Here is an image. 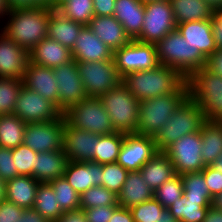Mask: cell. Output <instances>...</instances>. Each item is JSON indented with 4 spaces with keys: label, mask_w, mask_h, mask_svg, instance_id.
<instances>
[{
    "label": "cell",
    "mask_w": 222,
    "mask_h": 222,
    "mask_svg": "<svg viewBox=\"0 0 222 222\" xmlns=\"http://www.w3.org/2000/svg\"><path fill=\"white\" fill-rule=\"evenodd\" d=\"M51 12L48 5L11 8L1 32L30 52L47 37Z\"/></svg>",
    "instance_id": "6da1fadb"
},
{
    "label": "cell",
    "mask_w": 222,
    "mask_h": 222,
    "mask_svg": "<svg viewBox=\"0 0 222 222\" xmlns=\"http://www.w3.org/2000/svg\"><path fill=\"white\" fill-rule=\"evenodd\" d=\"M122 83L139 101L170 93H188L186 79L176 69L161 64L152 69L128 73Z\"/></svg>",
    "instance_id": "7a4b0ae2"
},
{
    "label": "cell",
    "mask_w": 222,
    "mask_h": 222,
    "mask_svg": "<svg viewBox=\"0 0 222 222\" xmlns=\"http://www.w3.org/2000/svg\"><path fill=\"white\" fill-rule=\"evenodd\" d=\"M159 64L176 69L185 79L206 67L207 59L174 30L155 44Z\"/></svg>",
    "instance_id": "3957f363"
},
{
    "label": "cell",
    "mask_w": 222,
    "mask_h": 222,
    "mask_svg": "<svg viewBox=\"0 0 222 222\" xmlns=\"http://www.w3.org/2000/svg\"><path fill=\"white\" fill-rule=\"evenodd\" d=\"M186 82L188 96L199 105L205 119L222 121V77L203 67Z\"/></svg>",
    "instance_id": "277c9868"
},
{
    "label": "cell",
    "mask_w": 222,
    "mask_h": 222,
    "mask_svg": "<svg viewBox=\"0 0 222 222\" xmlns=\"http://www.w3.org/2000/svg\"><path fill=\"white\" fill-rule=\"evenodd\" d=\"M205 121L199 105L188 96L154 137L158 152H164L184 135L200 131Z\"/></svg>",
    "instance_id": "5b68a950"
},
{
    "label": "cell",
    "mask_w": 222,
    "mask_h": 222,
    "mask_svg": "<svg viewBox=\"0 0 222 222\" xmlns=\"http://www.w3.org/2000/svg\"><path fill=\"white\" fill-rule=\"evenodd\" d=\"M187 97L188 93H170L140 101L136 134L154 138Z\"/></svg>",
    "instance_id": "8992f818"
},
{
    "label": "cell",
    "mask_w": 222,
    "mask_h": 222,
    "mask_svg": "<svg viewBox=\"0 0 222 222\" xmlns=\"http://www.w3.org/2000/svg\"><path fill=\"white\" fill-rule=\"evenodd\" d=\"M116 132L136 133L139 100L121 83L99 97Z\"/></svg>",
    "instance_id": "52a82bcc"
},
{
    "label": "cell",
    "mask_w": 222,
    "mask_h": 222,
    "mask_svg": "<svg viewBox=\"0 0 222 222\" xmlns=\"http://www.w3.org/2000/svg\"><path fill=\"white\" fill-rule=\"evenodd\" d=\"M63 115L70 126L78 129L99 135L115 132L108 112L104 109L102 101L96 97H87L70 106Z\"/></svg>",
    "instance_id": "ba28073f"
},
{
    "label": "cell",
    "mask_w": 222,
    "mask_h": 222,
    "mask_svg": "<svg viewBox=\"0 0 222 222\" xmlns=\"http://www.w3.org/2000/svg\"><path fill=\"white\" fill-rule=\"evenodd\" d=\"M76 63L87 97L99 98L122 83L123 78L118 73L113 58Z\"/></svg>",
    "instance_id": "9c48e42d"
},
{
    "label": "cell",
    "mask_w": 222,
    "mask_h": 222,
    "mask_svg": "<svg viewBox=\"0 0 222 222\" xmlns=\"http://www.w3.org/2000/svg\"><path fill=\"white\" fill-rule=\"evenodd\" d=\"M116 69L123 78L128 73L155 68L159 65L156 46L152 43L131 40L113 52Z\"/></svg>",
    "instance_id": "30bf717a"
},
{
    "label": "cell",
    "mask_w": 222,
    "mask_h": 222,
    "mask_svg": "<svg viewBox=\"0 0 222 222\" xmlns=\"http://www.w3.org/2000/svg\"><path fill=\"white\" fill-rule=\"evenodd\" d=\"M144 10L142 32L136 40L156 44L168 33L176 30L177 24L170 0L145 3Z\"/></svg>",
    "instance_id": "8fae6325"
},
{
    "label": "cell",
    "mask_w": 222,
    "mask_h": 222,
    "mask_svg": "<svg viewBox=\"0 0 222 222\" xmlns=\"http://www.w3.org/2000/svg\"><path fill=\"white\" fill-rule=\"evenodd\" d=\"M201 132L184 135L171 144L164 153L171 160L177 175L201 172L205 168L201 156Z\"/></svg>",
    "instance_id": "7c38bea8"
},
{
    "label": "cell",
    "mask_w": 222,
    "mask_h": 222,
    "mask_svg": "<svg viewBox=\"0 0 222 222\" xmlns=\"http://www.w3.org/2000/svg\"><path fill=\"white\" fill-rule=\"evenodd\" d=\"M65 121L62 115L49 122L27 123L23 144L37 153L63 150Z\"/></svg>",
    "instance_id": "4fadbf2b"
},
{
    "label": "cell",
    "mask_w": 222,
    "mask_h": 222,
    "mask_svg": "<svg viewBox=\"0 0 222 222\" xmlns=\"http://www.w3.org/2000/svg\"><path fill=\"white\" fill-rule=\"evenodd\" d=\"M13 114L26 123L49 122L63 115L54 103L25 86L18 94Z\"/></svg>",
    "instance_id": "5bb4252c"
},
{
    "label": "cell",
    "mask_w": 222,
    "mask_h": 222,
    "mask_svg": "<svg viewBox=\"0 0 222 222\" xmlns=\"http://www.w3.org/2000/svg\"><path fill=\"white\" fill-rule=\"evenodd\" d=\"M58 85V108L64 113L70 106L87 98L76 61L53 68Z\"/></svg>",
    "instance_id": "9a60e30c"
},
{
    "label": "cell",
    "mask_w": 222,
    "mask_h": 222,
    "mask_svg": "<svg viewBox=\"0 0 222 222\" xmlns=\"http://www.w3.org/2000/svg\"><path fill=\"white\" fill-rule=\"evenodd\" d=\"M157 152L153 137L136 133L125 134L117 163L128 171H139Z\"/></svg>",
    "instance_id": "2e32d148"
},
{
    "label": "cell",
    "mask_w": 222,
    "mask_h": 222,
    "mask_svg": "<svg viewBox=\"0 0 222 222\" xmlns=\"http://www.w3.org/2000/svg\"><path fill=\"white\" fill-rule=\"evenodd\" d=\"M98 136L99 134L72 127L65 121L63 152L67 159L72 162H95V150L96 143H98Z\"/></svg>",
    "instance_id": "e0dca14e"
},
{
    "label": "cell",
    "mask_w": 222,
    "mask_h": 222,
    "mask_svg": "<svg viewBox=\"0 0 222 222\" xmlns=\"http://www.w3.org/2000/svg\"><path fill=\"white\" fill-rule=\"evenodd\" d=\"M29 61V51L0 31V77L23 80Z\"/></svg>",
    "instance_id": "ac0fdd59"
},
{
    "label": "cell",
    "mask_w": 222,
    "mask_h": 222,
    "mask_svg": "<svg viewBox=\"0 0 222 222\" xmlns=\"http://www.w3.org/2000/svg\"><path fill=\"white\" fill-rule=\"evenodd\" d=\"M22 82L23 86L58 107V85L54 78L53 68L39 66L29 61Z\"/></svg>",
    "instance_id": "d6986e66"
},
{
    "label": "cell",
    "mask_w": 222,
    "mask_h": 222,
    "mask_svg": "<svg viewBox=\"0 0 222 222\" xmlns=\"http://www.w3.org/2000/svg\"><path fill=\"white\" fill-rule=\"evenodd\" d=\"M76 62L111 60L113 51L85 25L71 50Z\"/></svg>",
    "instance_id": "ffe728a7"
},
{
    "label": "cell",
    "mask_w": 222,
    "mask_h": 222,
    "mask_svg": "<svg viewBox=\"0 0 222 222\" xmlns=\"http://www.w3.org/2000/svg\"><path fill=\"white\" fill-rule=\"evenodd\" d=\"M176 29L206 59L217 51L211 20L180 23Z\"/></svg>",
    "instance_id": "44dd1931"
},
{
    "label": "cell",
    "mask_w": 222,
    "mask_h": 222,
    "mask_svg": "<svg viewBox=\"0 0 222 222\" xmlns=\"http://www.w3.org/2000/svg\"><path fill=\"white\" fill-rule=\"evenodd\" d=\"M102 164L93 161H69L63 177L80 195L93 186H102Z\"/></svg>",
    "instance_id": "7402d4cb"
},
{
    "label": "cell",
    "mask_w": 222,
    "mask_h": 222,
    "mask_svg": "<svg viewBox=\"0 0 222 222\" xmlns=\"http://www.w3.org/2000/svg\"><path fill=\"white\" fill-rule=\"evenodd\" d=\"M88 27L113 52L131 41L114 16H94Z\"/></svg>",
    "instance_id": "603a6c76"
},
{
    "label": "cell",
    "mask_w": 222,
    "mask_h": 222,
    "mask_svg": "<svg viewBox=\"0 0 222 222\" xmlns=\"http://www.w3.org/2000/svg\"><path fill=\"white\" fill-rule=\"evenodd\" d=\"M131 40H136L144 23V3L141 0H115L113 15Z\"/></svg>",
    "instance_id": "cb8c5ba5"
},
{
    "label": "cell",
    "mask_w": 222,
    "mask_h": 222,
    "mask_svg": "<svg viewBox=\"0 0 222 222\" xmlns=\"http://www.w3.org/2000/svg\"><path fill=\"white\" fill-rule=\"evenodd\" d=\"M30 62L39 66L55 68L73 60L69 48L46 37L29 52Z\"/></svg>",
    "instance_id": "d4e9b609"
},
{
    "label": "cell",
    "mask_w": 222,
    "mask_h": 222,
    "mask_svg": "<svg viewBox=\"0 0 222 222\" xmlns=\"http://www.w3.org/2000/svg\"><path fill=\"white\" fill-rule=\"evenodd\" d=\"M39 182L19 175L4 183V199L24 209L33 208Z\"/></svg>",
    "instance_id": "484cf974"
},
{
    "label": "cell",
    "mask_w": 222,
    "mask_h": 222,
    "mask_svg": "<svg viewBox=\"0 0 222 222\" xmlns=\"http://www.w3.org/2000/svg\"><path fill=\"white\" fill-rule=\"evenodd\" d=\"M152 198L153 190L146 184L140 171H129L123 187L117 194L119 206L130 209Z\"/></svg>",
    "instance_id": "4316f807"
},
{
    "label": "cell",
    "mask_w": 222,
    "mask_h": 222,
    "mask_svg": "<svg viewBox=\"0 0 222 222\" xmlns=\"http://www.w3.org/2000/svg\"><path fill=\"white\" fill-rule=\"evenodd\" d=\"M68 162L63 150L37 153L35 179L39 183H49L53 179L63 177Z\"/></svg>",
    "instance_id": "83f0119b"
},
{
    "label": "cell",
    "mask_w": 222,
    "mask_h": 222,
    "mask_svg": "<svg viewBox=\"0 0 222 222\" xmlns=\"http://www.w3.org/2000/svg\"><path fill=\"white\" fill-rule=\"evenodd\" d=\"M139 171L153 191L177 175L171 160L164 152H157Z\"/></svg>",
    "instance_id": "f1b7e54d"
},
{
    "label": "cell",
    "mask_w": 222,
    "mask_h": 222,
    "mask_svg": "<svg viewBox=\"0 0 222 222\" xmlns=\"http://www.w3.org/2000/svg\"><path fill=\"white\" fill-rule=\"evenodd\" d=\"M84 26L81 23L68 19L57 10H52L47 37L72 50Z\"/></svg>",
    "instance_id": "f546056e"
},
{
    "label": "cell",
    "mask_w": 222,
    "mask_h": 222,
    "mask_svg": "<svg viewBox=\"0 0 222 222\" xmlns=\"http://www.w3.org/2000/svg\"><path fill=\"white\" fill-rule=\"evenodd\" d=\"M201 156L205 166L211 165L222 153V121L206 120L201 128Z\"/></svg>",
    "instance_id": "4dcf8cb0"
},
{
    "label": "cell",
    "mask_w": 222,
    "mask_h": 222,
    "mask_svg": "<svg viewBox=\"0 0 222 222\" xmlns=\"http://www.w3.org/2000/svg\"><path fill=\"white\" fill-rule=\"evenodd\" d=\"M176 24L212 20L215 14L204 0H170Z\"/></svg>",
    "instance_id": "1f68e13d"
},
{
    "label": "cell",
    "mask_w": 222,
    "mask_h": 222,
    "mask_svg": "<svg viewBox=\"0 0 222 222\" xmlns=\"http://www.w3.org/2000/svg\"><path fill=\"white\" fill-rule=\"evenodd\" d=\"M211 203L212 201L188 200L183 194L168 210L179 222H203Z\"/></svg>",
    "instance_id": "d6a6232c"
},
{
    "label": "cell",
    "mask_w": 222,
    "mask_h": 222,
    "mask_svg": "<svg viewBox=\"0 0 222 222\" xmlns=\"http://www.w3.org/2000/svg\"><path fill=\"white\" fill-rule=\"evenodd\" d=\"M26 124L15 114L0 115V147L13 149L23 144Z\"/></svg>",
    "instance_id": "836d02e7"
},
{
    "label": "cell",
    "mask_w": 222,
    "mask_h": 222,
    "mask_svg": "<svg viewBox=\"0 0 222 222\" xmlns=\"http://www.w3.org/2000/svg\"><path fill=\"white\" fill-rule=\"evenodd\" d=\"M33 209L50 222L56 221L64 213L49 183H39Z\"/></svg>",
    "instance_id": "e575fe53"
},
{
    "label": "cell",
    "mask_w": 222,
    "mask_h": 222,
    "mask_svg": "<svg viewBox=\"0 0 222 222\" xmlns=\"http://www.w3.org/2000/svg\"><path fill=\"white\" fill-rule=\"evenodd\" d=\"M125 133L114 132L108 135H99L96 143L95 162L107 164L117 162Z\"/></svg>",
    "instance_id": "d590c367"
},
{
    "label": "cell",
    "mask_w": 222,
    "mask_h": 222,
    "mask_svg": "<svg viewBox=\"0 0 222 222\" xmlns=\"http://www.w3.org/2000/svg\"><path fill=\"white\" fill-rule=\"evenodd\" d=\"M57 11L74 22L88 25L94 17L93 0H68Z\"/></svg>",
    "instance_id": "8d00e7d4"
},
{
    "label": "cell",
    "mask_w": 222,
    "mask_h": 222,
    "mask_svg": "<svg viewBox=\"0 0 222 222\" xmlns=\"http://www.w3.org/2000/svg\"><path fill=\"white\" fill-rule=\"evenodd\" d=\"M184 194L188 200L212 201V196L206 185L202 172L185 173L181 175Z\"/></svg>",
    "instance_id": "74e56055"
},
{
    "label": "cell",
    "mask_w": 222,
    "mask_h": 222,
    "mask_svg": "<svg viewBox=\"0 0 222 222\" xmlns=\"http://www.w3.org/2000/svg\"><path fill=\"white\" fill-rule=\"evenodd\" d=\"M49 184L63 212L80 209V194L64 177L53 179Z\"/></svg>",
    "instance_id": "f35d334b"
},
{
    "label": "cell",
    "mask_w": 222,
    "mask_h": 222,
    "mask_svg": "<svg viewBox=\"0 0 222 222\" xmlns=\"http://www.w3.org/2000/svg\"><path fill=\"white\" fill-rule=\"evenodd\" d=\"M22 86L20 79L0 77V115L13 114Z\"/></svg>",
    "instance_id": "ab89813d"
},
{
    "label": "cell",
    "mask_w": 222,
    "mask_h": 222,
    "mask_svg": "<svg viewBox=\"0 0 222 222\" xmlns=\"http://www.w3.org/2000/svg\"><path fill=\"white\" fill-rule=\"evenodd\" d=\"M119 205L117 195L104 186H93L80 195V209Z\"/></svg>",
    "instance_id": "60d3db41"
},
{
    "label": "cell",
    "mask_w": 222,
    "mask_h": 222,
    "mask_svg": "<svg viewBox=\"0 0 222 222\" xmlns=\"http://www.w3.org/2000/svg\"><path fill=\"white\" fill-rule=\"evenodd\" d=\"M183 194L184 188L181 175L174 176L153 191V197L160 202L165 209H168L175 201L180 199Z\"/></svg>",
    "instance_id": "b9f144b4"
},
{
    "label": "cell",
    "mask_w": 222,
    "mask_h": 222,
    "mask_svg": "<svg viewBox=\"0 0 222 222\" xmlns=\"http://www.w3.org/2000/svg\"><path fill=\"white\" fill-rule=\"evenodd\" d=\"M36 155L37 152L24 144L12 149L14 166L17 169L18 176H31L35 179Z\"/></svg>",
    "instance_id": "7bdbcfd3"
},
{
    "label": "cell",
    "mask_w": 222,
    "mask_h": 222,
    "mask_svg": "<svg viewBox=\"0 0 222 222\" xmlns=\"http://www.w3.org/2000/svg\"><path fill=\"white\" fill-rule=\"evenodd\" d=\"M128 172L117 162L102 164V186L117 195L123 187Z\"/></svg>",
    "instance_id": "ee69618b"
},
{
    "label": "cell",
    "mask_w": 222,
    "mask_h": 222,
    "mask_svg": "<svg viewBox=\"0 0 222 222\" xmlns=\"http://www.w3.org/2000/svg\"><path fill=\"white\" fill-rule=\"evenodd\" d=\"M165 207L154 197L130 208L134 222H155Z\"/></svg>",
    "instance_id": "f6af8a7d"
},
{
    "label": "cell",
    "mask_w": 222,
    "mask_h": 222,
    "mask_svg": "<svg viewBox=\"0 0 222 222\" xmlns=\"http://www.w3.org/2000/svg\"><path fill=\"white\" fill-rule=\"evenodd\" d=\"M17 176L18 173L14 166L12 149L0 147V179L5 183Z\"/></svg>",
    "instance_id": "bcb514c9"
},
{
    "label": "cell",
    "mask_w": 222,
    "mask_h": 222,
    "mask_svg": "<svg viewBox=\"0 0 222 222\" xmlns=\"http://www.w3.org/2000/svg\"><path fill=\"white\" fill-rule=\"evenodd\" d=\"M204 175L206 185L212 197L222 192V173L216 171L210 165L201 171Z\"/></svg>",
    "instance_id": "7dc6e473"
},
{
    "label": "cell",
    "mask_w": 222,
    "mask_h": 222,
    "mask_svg": "<svg viewBox=\"0 0 222 222\" xmlns=\"http://www.w3.org/2000/svg\"><path fill=\"white\" fill-rule=\"evenodd\" d=\"M119 205L98 206L89 209H83L87 222H109L112 213Z\"/></svg>",
    "instance_id": "c3c4849f"
},
{
    "label": "cell",
    "mask_w": 222,
    "mask_h": 222,
    "mask_svg": "<svg viewBox=\"0 0 222 222\" xmlns=\"http://www.w3.org/2000/svg\"><path fill=\"white\" fill-rule=\"evenodd\" d=\"M23 212L24 208L5 199L0 200V222H17Z\"/></svg>",
    "instance_id": "681fc988"
},
{
    "label": "cell",
    "mask_w": 222,
    "mask_h": 222,
    "mask_svg": "<svg viewBox=\"0 0 222 222\" xmlns=\"http://www.w3.org/2000/svg\"><path fill=\"white\" fill-rule=\"evenodd\" d=\"M94 16H113L115 0H93Z\"/></svg>",
    "instance_id": "f907efd6"
},
{
    "label": "cell",
    "mask_w": 222,
    "mask_h": 222,
    "mask_svg": "<svg viewBox=\"0 0 222 222\" xmlns=\"http://www.w3.org/2000/svg\"><path fill=\"white\" fill-rule=\"evenodd\" d=\"M211 22L217 49H222V9L215 11Z\"/></svg>",
    "instance_id": "816d5d0a"
},
{
    "label": "cell",
    "mask_w": 222,
    "mask_h": 222,
    "mask_svg": "<svg viewBox=\"0 0 222 222\" xmlns=\"http://www.w3.org/2000/svg\"><path fill=\"white\" fill-rule=\"evenodd\" d=\"M206 68L212 73L222 77V49H217V51L207 59Z\"/></svg>",
    "instance_id": "f5cc1de1"
},
{
    "label": "cell",
    "mask_w": 222,
    "mask_h": 222,
    "mask_svg": "<svg viewBox=\"0 0 222 222\" xmlns=\"http://www.w3.org/2000/svg\"><path fill=\"white\" fill-rule=\"evenodd\" d=\"M54 222H87V219H86L84 210L83 209H77V210L64 212Z\"/></svg>",
    "instance_id": "db71d44e"
},
{
    "label": "cell",
    "mask_w": 222,
    "mask_h": 222,
    "mask_svg": "<svg viewBox=\"0 0 222 222\" xmlns=\"http://www.w3.org/2000/svg\"><path fill=\"white\" fill-rule=\"evenodd\" d=\"M109 222H134L130 209L118 206L112 213Z\"/></svg>",
    "instance_id": "11a10c76"
},
{
    "label": "cell",
    "mask_w": 222,
    "mask_h": 222,
    "mask_svg": "<svg viewBox=\"0 0 222 222\" xmlns=\"http://www.w3.org/2000/svg\"><path fill=\"white\" fill-rule=\"evenodd\" d=\"M17 222H50L48 219L43 217L35 209H24L23 214Z\"/></svg>",
    "instance_id": "9f6ffc18"
},
{
    "label": "cell",
    "mask_w": 222,
    "mask_h": 222,
    "mask_svg": "<svg viewBox=\"0 0 222 222\" xmlns=\"http://www.w3.org/2000/svg\"><path fill=\"white\" fill-rule=\"evenodd\" d=\"M203 222H222V211L210 206Z\"/></svg>",
    "instance_id": "6f0895ef"
},
{
    "label": "cell",
    "mask_w": 222,
    "mask_h": 222,
    "mask_svg": "<svg viewBox=\"0 0 222 222\" xmlns=\"http://www.w3.org/2000/svg\"><path fill=\"white\" fill-rule=\"evenodd\" d=\"M10 8L32 7V0H6Z\"/></svg>",
    "instance_id": "680465c9"
},
{
    "label": "cell",
    "mask_w": 222,
    "mask_h": 222,
    "mask_svg": "<svg viewBox=\"0 0 222 222\" xmlns=\"http://www.w3.org/2000/svg\"><path fill=\"white\" fill-rule=\"evenodd\" d=\"M155 222H179L174 218L168 209H165L157 218Z\"/></svg>",
    "instance_id": "91938a15"
},
{
    "label": "cell",
    "mask_w": 222,
    "mask_h": 222,
    "mask_svg": "<svg viewBox=\"0 0 222 222\" xmlns=\"http://www.w3.org/2000/svg\"><path fill=\"white\" fill-rule=\"evenodd\" d=\"M211 206H212L214 209H217V210L222 211V192H221L220 194L215 195V196L212 198Z\"/></svg>",
    "instance_id": "94428289"
},
{
    "label": "cell",
    "mask_w": 222,
    "mask_h": 222,
    "mask_svg": "<svg viewBox=\"0 0 222 222\" xmlns=\"http://www.w3.org/2000/svg\"><path fill=\"white\" fill-rule=\"evenodd\" d=\"M10 7L6 0H0V18L6 17L10 11Z\"/></svg>",
    "instance_id": "6125c7cd"
},
{
    "label": "cell",
    "mask_w": 222,
    "mask_h": 222,
    "mask_svg": "<svg viewBox=\"0 0 222 222\" xmlns=\"http://www.w3.org/2000/svg\"><path fill=\"white\" fill-rule=\"evenodd\" d=\"M214 11L222 9V0H204Z\"/></svg>",
    "instance_id": "be15d7a7"
},
{
    "label": "cell",
    "mask_w": 222,
    "mask_h": 222,
    "mask_svg": "<svg viewBox=\"0 0 222 222\" xmlns=\"http://www.w3.org/2000/svg\"><path fill=\"white\" fill-rule=\"evenodd\" d=\"M210 166L214 168L216 171H220L222 173V153Z\"/></svg>",
    "instance_id": "e7e4bbea"
},
{
    "label": "cell",
    "mask_w": 222,
    "mask_h": 222,
    "mask_svg": "<svg viewBox=\"0 0 222 222\" xmlns=\"http://www.w3.org/2000/svg\"><path fill=\"white\" fill-rule=\"evenodd\" d=\"M53 3V0H32V7L38 5H48L50 6Z\"/></svg>",
    "instance_id": "03108f58"
},
{
    "label": "cell",
    "mask_w": 222,
    "mask_h": 222,
    "mask_svg": "<svg viewBox=\"0 0 222 222\" xmlns=\"http://www.w3.org/2000/svg\"><path fill=\"white\" fill-rule=\"evenodd\" d=\"M68 0H53V3L49 6L52 10H57L62 4Z\"/></svg>",
    "instance_id": "003e7915"
},
{
    "label": "cell",
    "mask_w": 222,
    "mask_h": 222,
    "mask_svg": "<svg viewBox=\"0 0 222 222\" xmlns=\"http://www.w3.org/2000/svg\"><path fill=\"white\" fill-rule=\"evenodd\" d=\"M4 199V182L0 179V200Z\"/></svg>",
    "instance_id": "a7ac6f4b"
},
{
    "label": "cell",
    "mask_w": 222,
    "mask_h": 222,
    "mask_svg": "<svg viewBox=\"0 0 222 222\" xmlns=\"http://www.w3.org/2000/svg\"><path fill=\"white\" fill-rule=\"evenodd\" d=\"M144 4L149 2L168 1V0H141Z\"/></svg>",
    "instance_id": "89a4df30"
}]
</instances>
